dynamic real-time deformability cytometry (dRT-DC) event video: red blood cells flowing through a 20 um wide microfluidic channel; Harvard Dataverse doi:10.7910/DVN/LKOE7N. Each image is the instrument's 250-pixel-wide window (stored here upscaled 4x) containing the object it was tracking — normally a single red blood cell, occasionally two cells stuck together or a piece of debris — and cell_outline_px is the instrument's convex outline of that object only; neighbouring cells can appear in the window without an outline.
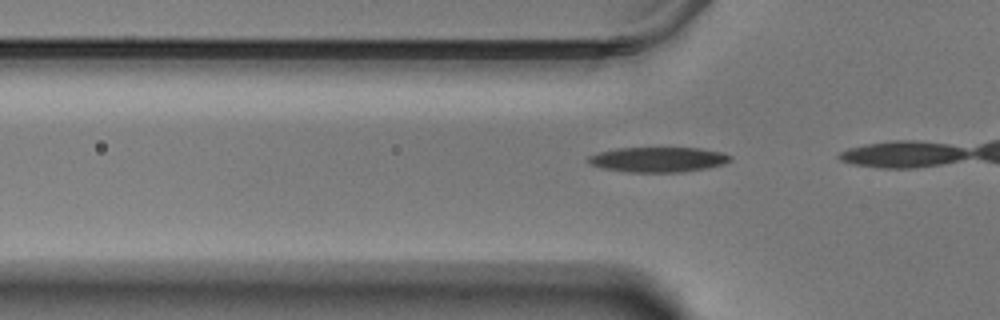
{"species": "Egyptian fruit bat (a non-hibernating species)", "species_latin": "Rousettus aegyptiacus", "temperature_condition": "warm", "stored_images_in_passage": 17, "camera_frame_rate_fps": 3000, "um_per_image_px": 0.085, "animal": {"sex": "male"}, "frame": {"image": 1, "passage_image": 14, "time_ms": 4.333, "image_size_px": [1000, 320], "cell_outline_px": [[732, 160], [724, 164], [708, 168], [684, 172], [628, 172], [600, 168], [584, 160], [588, 156], [600, 152], [616, 148], [700, 148], [720, 152], [732, 156]], "centroid_in_image_um": [55.93, 13.57], "position_along_channel_um": 69.9, "area_um2": 20.87}}